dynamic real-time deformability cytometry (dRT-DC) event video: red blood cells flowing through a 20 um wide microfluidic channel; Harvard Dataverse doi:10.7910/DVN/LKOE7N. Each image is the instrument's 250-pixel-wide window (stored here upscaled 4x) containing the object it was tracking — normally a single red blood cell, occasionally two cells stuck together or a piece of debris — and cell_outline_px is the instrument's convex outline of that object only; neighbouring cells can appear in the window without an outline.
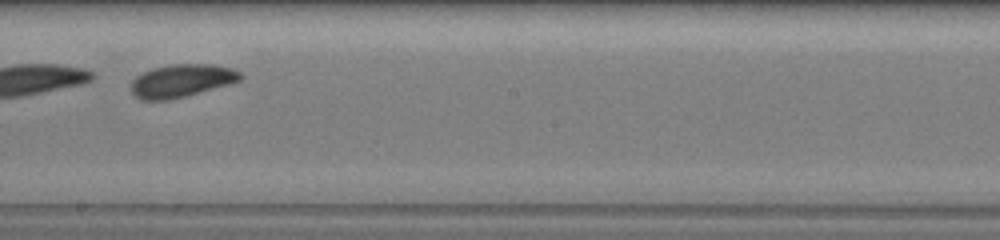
{"species": "common noctule bat (a hibernating species)", "species_latin": "Nyctalus noctula", "temperature_condition": "warm", "stored_images_in_passage": 19, "camera_frame_rate_fps": 3000, "um_per_image_px": 0.085, "animal": {"sex": "female", "body_mass_g": 19.5, "forearm_length_mm": 54.1}, "frame": {"image": 1, "passage_image": 12, "time_ms": 4.667, "image_size_px": [1000, 240], "cell_outline_px": [[244, 76], [240, 80], [232, 84], [168, 100], [144, 100], [136, 96], [128, 88], [132, 80], [136, 76], [152, 68], [172, 64], [212, 64], [232, 68], [240, 72]], "centroid_in_image_um": [15.44, 6.85], "position_along_channel_um": 232.8, "area_um2": 21.1}}
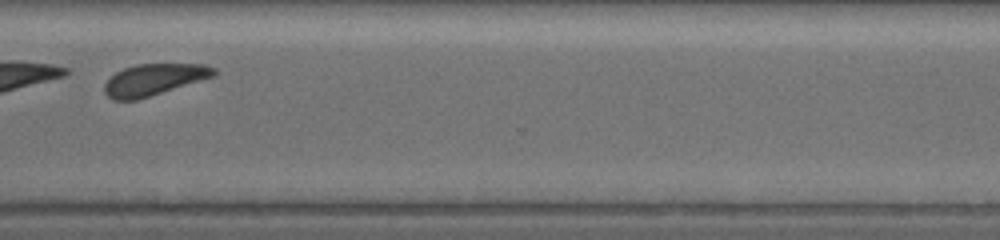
{"frame": {"image": 2, "passage_image": 17, "time_ms": 8.0, "image_size_px": [1000, 240], "cell_outline_px": [[216, 72], [212, 76], [136, 100], [112, 100], [104, 92], [104, 84], [116, 72], [124, 68], [136, 64], [204, 64], [216, 68]], "centroid_in_image_um": [13.03, 6.76], "position_along_channel_um": 357.6, "area_um2": 19.65}, "authors_computed_cell_mechanics": {"area_um2": 21.097, "velocity_mm_per_s": 3.7433, "shape_relaxation_time_tau1_ms": 1.4812, "shape_relaxation_time_tau2_ms": null, "deformation_change_tau1": 0.0814, "deformation_change_tau2": null}}